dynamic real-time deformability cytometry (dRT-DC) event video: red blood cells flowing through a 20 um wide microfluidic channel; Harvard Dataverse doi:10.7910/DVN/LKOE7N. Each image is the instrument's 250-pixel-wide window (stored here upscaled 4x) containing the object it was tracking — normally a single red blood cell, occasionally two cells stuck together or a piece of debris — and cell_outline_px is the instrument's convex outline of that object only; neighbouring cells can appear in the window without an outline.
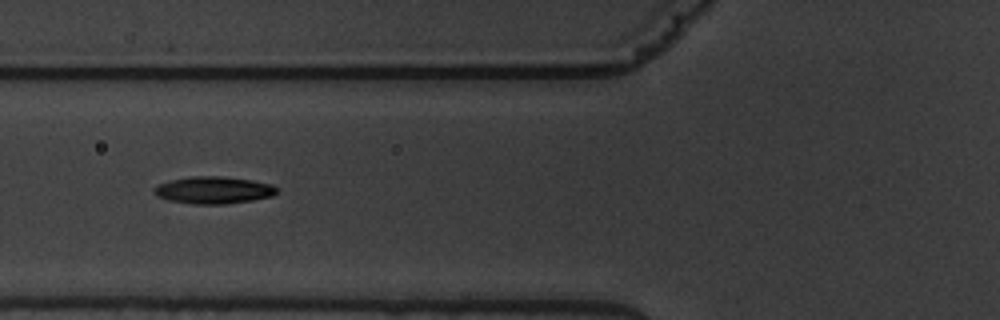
{"species": "common noctule bat (a hibernating species)", "species_latin": "Nyctalus noctula", "temperature_condition": "warm", "stored_images_in_passage": 16, "camera_frame_rate_fps": 3000, "um_per_image_px": 0.085, "animal": {"sex": "male", "body_mass_g": 19.5, "forearm_length_mm": 54.6}, "frame": {"image": 1, "passage_image": 7, "time_ms": 8.0, "image_size_px": [1000, 320], "cell_outline_px": [[276, 192], [272, 196], [252, 200], [224, 204], [192, 204], [168, 200], [156, 196], [152, 192], [152, 188], [168, 180], [188, 176], [220, 176], [252, 180], [272, 184], [276, 188]], "centroid_in_image_um": [18.09, 16.15], "position_along_channel_um": 107.7, "area_um2": 19.54}}
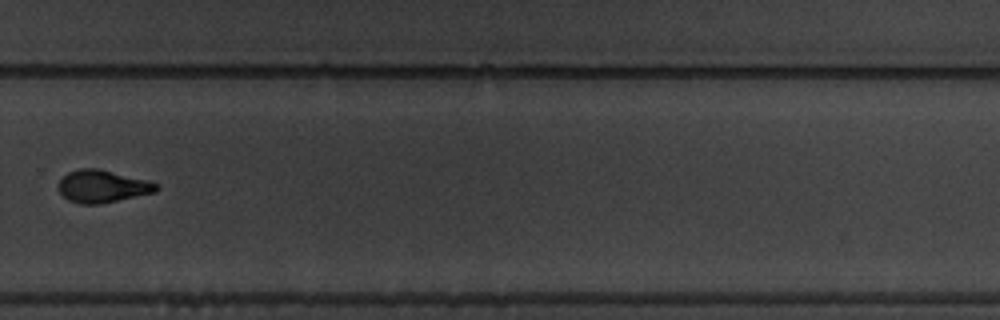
{"frame": {"image": 2, "passage_image": 12, "time_ms": 14.0, "image_size_px": [1000, 320], "cell_outline_px": [[160, 188], [156, 192], [100, 204], [80, 204], [68, 200], [56, 188], [60, 180], [68, 172], [80, 168], [96, 168], [152, 180], [160, 184]], "centroid_in_image_um": [8.75, 15.83], "position_along_channel_um": 321.0, "area_um2": 18.84}}
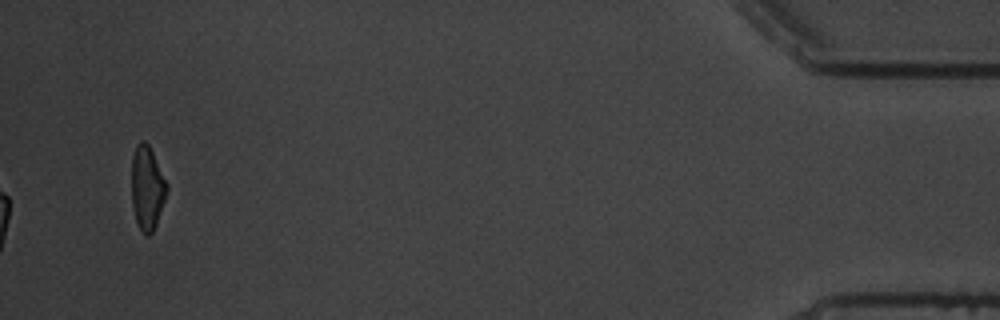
{"frame": {"image": 3, "passage_image": 16, "time_ms": 19.0, "image_size_px": [1000, 320], "cell_outline_px": [[168, 188], [156, 224], [152, 232], [148, 236], [144, 236], [136, 220], [132, 208], [132, 156], [136, 144], [140, 140], [144, 140], [148, 144], [168, 184]], "centroid_in_image_um": [12.49, 15.96], "position_along_channel_um": 422.7, "area_um2": 17.11}, "authors_computed_cell_mechanics": {"area_um2": 18.9873, "velocity_mm_per_s": 3.5498, "shape_relaxation_time_tau1_ms": null, "shape_relaxation_time_tau2_ms": 1.4025, "deformation_change_tau1": null, "deformation_change_tau2": 0.0658}}